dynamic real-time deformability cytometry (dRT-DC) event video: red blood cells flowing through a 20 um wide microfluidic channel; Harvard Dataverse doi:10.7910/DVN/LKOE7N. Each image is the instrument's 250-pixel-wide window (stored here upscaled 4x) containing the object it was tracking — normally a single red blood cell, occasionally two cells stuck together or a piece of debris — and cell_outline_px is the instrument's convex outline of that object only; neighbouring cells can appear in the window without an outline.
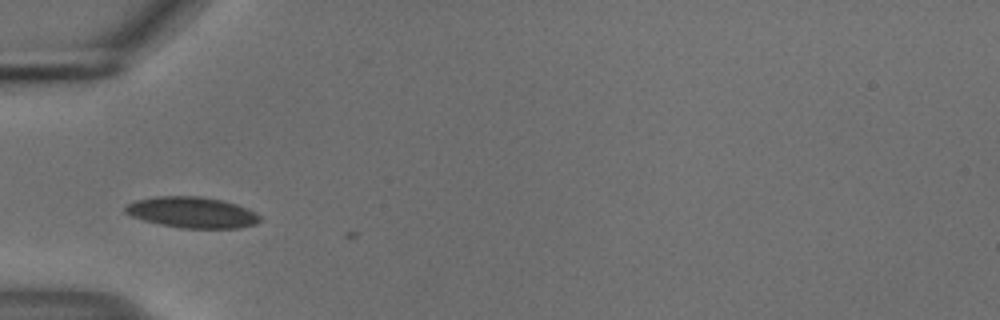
{"species": "common noctule bat (a hibernating species)", "species_latin": "Nyctalus noctula", "temperature_condition": "cold", "stored_images_in_passage": 3, "camera_frame_rate_fps": 3000, "um_per_image_px": 0.085, "animal": {"sex": "male", "body_mass_g": 18.8}, "frame": {"image": 1, "passage_image": 2, "time_ms": 0.333, "image_size_px": [1000, 320], "cell_outline_px": [[260, 220], [256, 224], [240, 228], [184, 228], [160, 224], [144, 220], [132, 216], [124, 212], [124, 208], [128, 204], [136, 200], [156, 196], [200, 196], [220, 200], [236, 204], [260, 216]], "centroid_in_image_um": [16.3, 18.05], "position_along_channel_um": 68.7, "area_um2": 23.99}}